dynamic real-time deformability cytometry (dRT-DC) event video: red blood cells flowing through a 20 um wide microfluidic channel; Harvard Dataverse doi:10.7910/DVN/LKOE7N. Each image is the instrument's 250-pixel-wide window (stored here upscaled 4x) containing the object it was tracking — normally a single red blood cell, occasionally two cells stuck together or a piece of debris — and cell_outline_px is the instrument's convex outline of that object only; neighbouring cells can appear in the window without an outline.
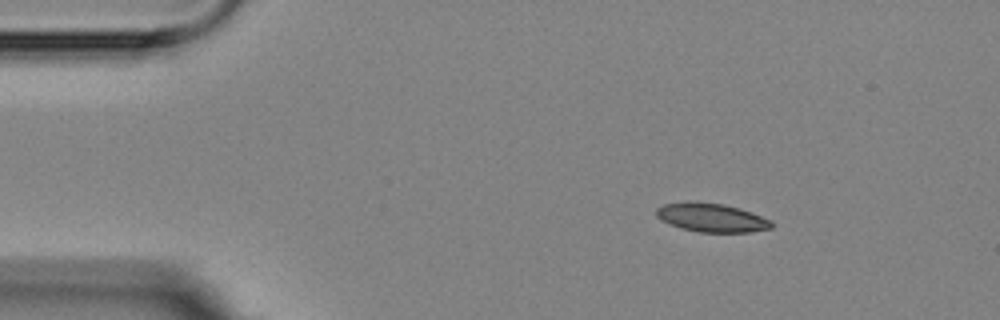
{"species": "Egyptian fruit bat (a non-hibernating species)", "species_latin": "Rousettus aegyptiacus", "temperature_condition": "room temperature", "stored_images_in_passage": 8, "camera_frame_rate_fps": 3000, "um_per_image_px": 0.085, "animal": {"sex": "female"}, "frame": {"image": 1, "passage_image": 1, "time_ms": 0.0, "image_size_px": [1000, 320], "cell_outline_px": [[772, 228], [748, 232], [700, 232], [680, 228], [656, 216], [656, 208], [664, 204], [688, 200], [696, 200], [724, 204], [740, 208], [752, 212], [772, 220]], "centroid_in_image_um": [60.49, 18.47], "position_along_channel_um": 24.5, "area_um2": 19.48}}
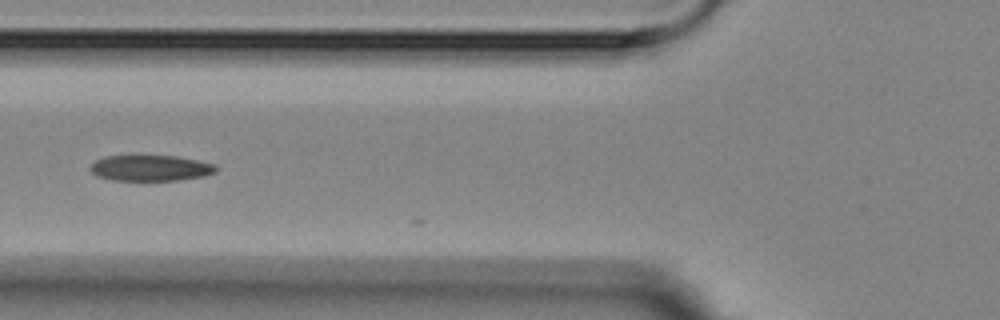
{"frame": {"image": 2, "passage_image": 4, "time_ms": 4.333, "image_size_px": [1000, 320], "cell_outline_px": [[216, 172], [204, 176], [176, 180], [112, 180], [96, 176], [88, 168], [96, 160], [104, 156], [176, 156], [216, 164]], "centroid_in_image_um": [12.77, 14.28], "position_along_channel_um": 113.0, "area_um2": 18.84}}
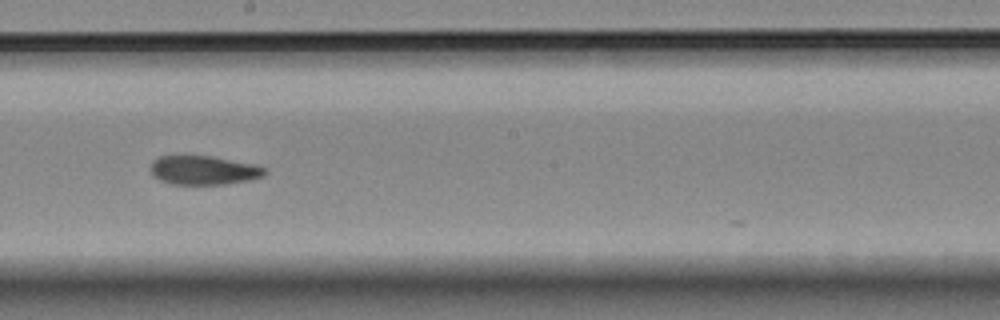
{"frame": {"image": 3, "passage_image": 7, "time_ms": 7.667, "image_size_px": [1000, 320], "cell_outline_px": [[268, 172], [264, 176], [248, 180], [228, 184], [168, 184], [152, 176], [152, 160], [160, 156], [212, 156], [256, 164], [264, 168]], "centroid_in_image_um": [17.33, 14.47], "position_along_channel_um": 230.9, "area_um2": 19.36}}